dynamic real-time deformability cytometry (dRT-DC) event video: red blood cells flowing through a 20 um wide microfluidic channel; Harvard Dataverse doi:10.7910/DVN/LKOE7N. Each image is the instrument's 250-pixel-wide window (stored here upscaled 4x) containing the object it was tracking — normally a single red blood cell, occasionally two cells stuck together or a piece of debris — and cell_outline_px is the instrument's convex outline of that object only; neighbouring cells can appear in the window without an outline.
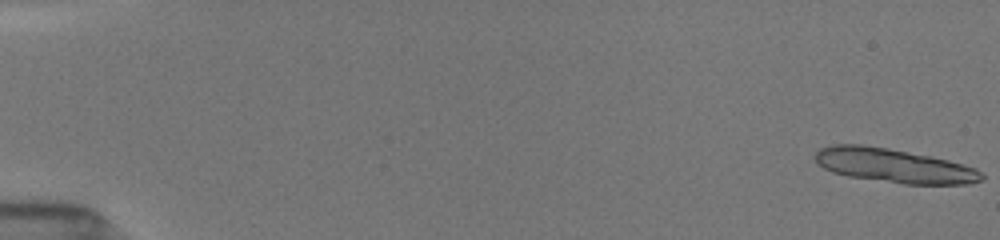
{"species": "common noctule bat (a hibernating species)", "species_latin": "Nyctalus noctula", "temperature_condition": "room temperature", "stored_images_in_passage": 18, "camera_frame_rate_fps": 3000, "um_per_image_px": 0.085, "animal": {"sex": "female", "body_mass_g": 19.5, "forearm_length_mm": 54.1}, "frame": {"image": 1, "passage_image": 1, "time_ms": 0.0, "image_size_px": [1000, 240], "cell_outline_px": [[984, 176], [980, 180], [968, 184], [904, 184], [848, 176], [832, 172], [816, 164], [816, 152], [820, 148], [832, 144], [860, 144], [888, 148], [932, 156], [948, 160], [976, 168]], "centroid_in_image_um": [75.96, 14.07], "position_along_channel_um": 9.0, "area_um2": 33.0}}
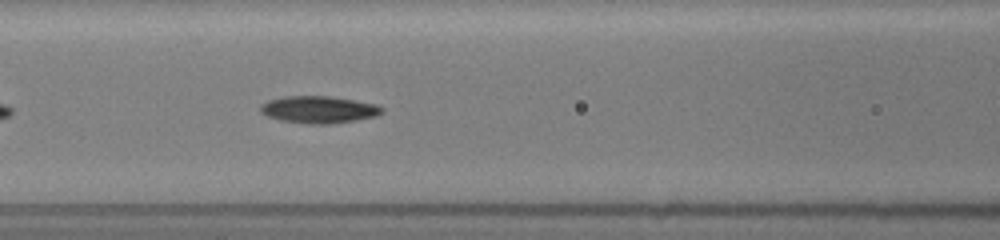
{"frame": {"image": 2, "passage_image": 14, "time_ms": 8.0, "image_size_px": [1000, 240], "cell_outline_px": [[384, 112], [376, 116], [356, 120], [328, 124], [308, 124], [280, 120], [268, 116], [260, 112], [260, 104], [268, 100], [284, 96], [332, 96], [376, 104], [384, 108]], "centroid_in_image_um": [27.09, 9.31], "position_along_channel_um": 139.5, "area_um2": 19.31}}
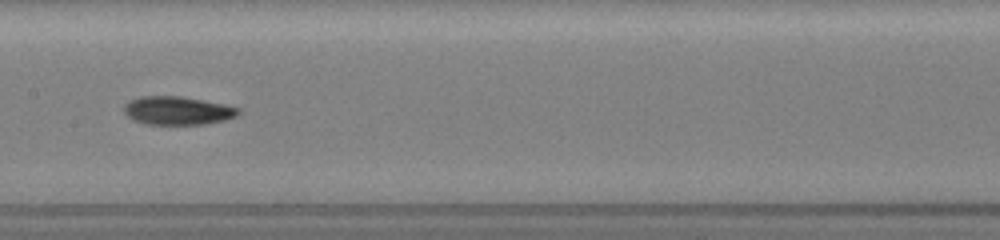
{"frame": {"image": 3, "passage_image": 17, "time_ms": 9.333, "image_size_px": [1000, 240], "cell_outline_px": [[240, 112], [236, 116], [224, 120], [204, 124], [148, 124], [132, 120], [124, 112], [124, 104], [128, 100], [140, 96], [180, 96], [204, 100], [224, 104], [240, 108]], "centroid_in_image_um": [15.07, 9.39], "position_along_channel_um": 192.3, "area_um2": 18.96}}